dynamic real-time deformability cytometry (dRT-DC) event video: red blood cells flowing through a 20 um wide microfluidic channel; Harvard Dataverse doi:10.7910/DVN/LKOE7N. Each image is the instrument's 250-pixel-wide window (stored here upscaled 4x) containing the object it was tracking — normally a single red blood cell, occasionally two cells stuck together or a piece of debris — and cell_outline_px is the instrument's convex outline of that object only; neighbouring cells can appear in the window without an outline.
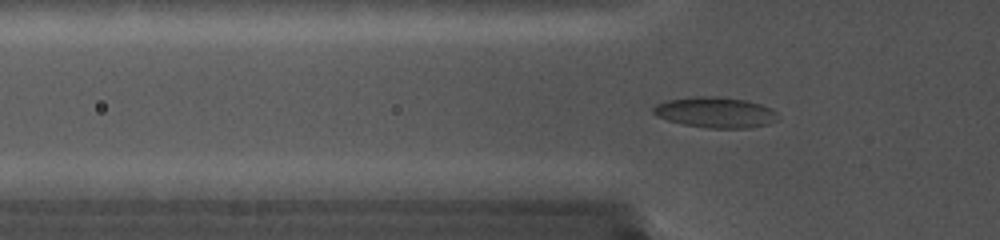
{"species": "common noctule bat (a hibernating species)", "species_latin": "Nyctalus noctula", "temperature_condition": "cold", "stored_images_in_passage": 69, "camera_frame_rate_fps": 5000, "um_per_image_px": 0.085, "animal": {"sex": "female", "body_mass_g": 19.0, "forearm_length_mm": 56.7}, "frame": {"image": 1, "passage_image": 25, "time_ms": 4.8, "image_size_px": [1000, 240], "cell_outline_px": [[780, 120], [768, 124], [748, 128], [708, 128], [684, 124], [668, 120], [656, 116], [652, 112], [652, 108], [656, 104], [668, 100], [696, 96], [716, 96], [744, 100], [760, 104], [772, 108], [780, 116]], "centroid_in_image_um": [60.84, 9.56], "position_along_channel_um": 65.0, "area_um2": 22.37}}
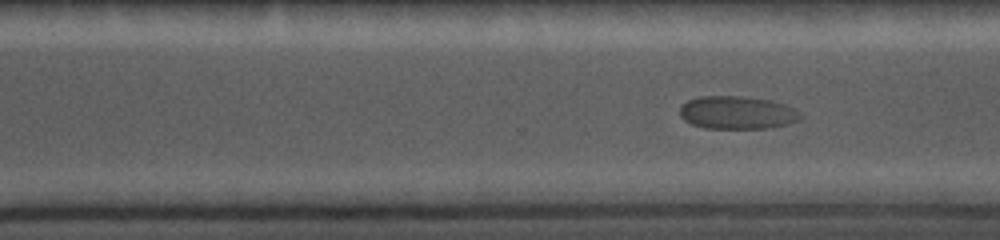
{"frame": {"image": 2, "passage_image": 54, "time_ms": 10.6, "image_size_px": [1000, 240], "cell_outline_px": [[800, 120], [788, 124], [768, 128], [704, 128], [692, 124], [684, 120], [680, 116], [680, 104], [688, 100], [700, 96], [740, 96], [772, 100], [796, 108], [800, 112]], "centroid_in_image_um": [62.66, 9.57], "position_along_channel_um": 307.9, "area_um2": 23.35}}
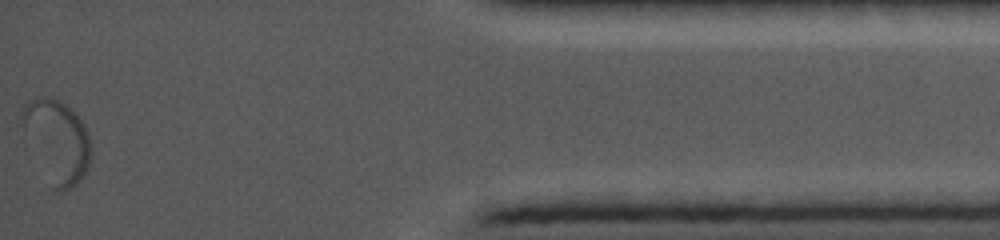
{"frame": {"image": 3, "passage_image": 69, "time_ms": 13.6, "image_size_px": [1000, 240], "cell_outline_px": [[88, 164], [80, 180], [72, 188], [64, 192], [60, 192], [56, 188], [24, 128], [20, 112], [24, 104], [36, 96], [52, 96], [64, 104], [84, 124], [88, 132]], "centroid_in_image_um": [4.86, 11.88], "position_along_channel_um": 430.3, "area_um2": 30.87}}